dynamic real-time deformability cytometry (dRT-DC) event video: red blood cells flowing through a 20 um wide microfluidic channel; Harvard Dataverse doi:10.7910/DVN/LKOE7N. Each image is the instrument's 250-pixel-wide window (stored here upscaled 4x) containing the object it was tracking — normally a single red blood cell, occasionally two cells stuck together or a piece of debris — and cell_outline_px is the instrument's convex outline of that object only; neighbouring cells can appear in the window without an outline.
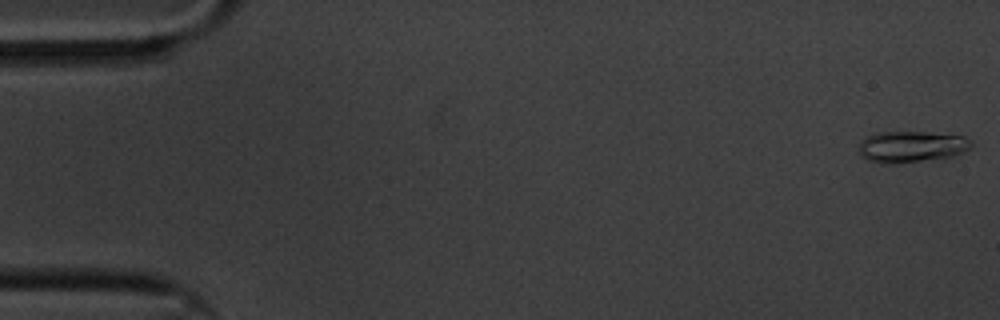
{"species": "common noctule bat (a hibernating species)", "species_latin": "Nyctalus noctula", "temperature_condition": "cold", "stored_images_in_passage": 59, "camera_frame_rate_fps": 3000, "um_per_image_px": 0.085, "animal": {"sex": "male", "body_mass_g": 20.1, "forearm_length_mm": 53.5}, "frame": {"image": 1, "passage_image": 1, "time_ms": 0.0, "image_size_px": [1000, 320], "cell_outline_px": [[972, 144], [968, 148], [952, 156], [892, 164], [880, 164], [868, 160], [860, 152], [860, 140], [864, 136], [876, 132], [928, 132], [964, 136], [972, 140]], "centroid_in_image_um": [77.42, 12.45], "position_along_channel_um": 7.6, "area_um2": 20.4}}
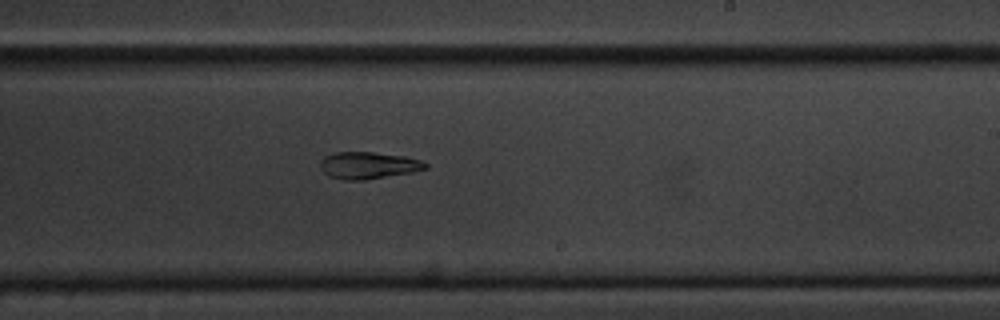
{"frame": {"image": 2, "passage_image": 36, "time_ms": 11.667, "image_size_px": [1000, 320], "cell_outline_px": [[428, 168], [412, 172], [364, 180], [344, 180], [328, 176], [320, 168], [320, 160], [324, 156], [336, 152], [372, 152], [404, 156], [420, 160], [428, 164]], "centroid_in_image_um": [31.28, 14.05], "position_along_channel_um": 257.7, "area_um2": 16.53}}
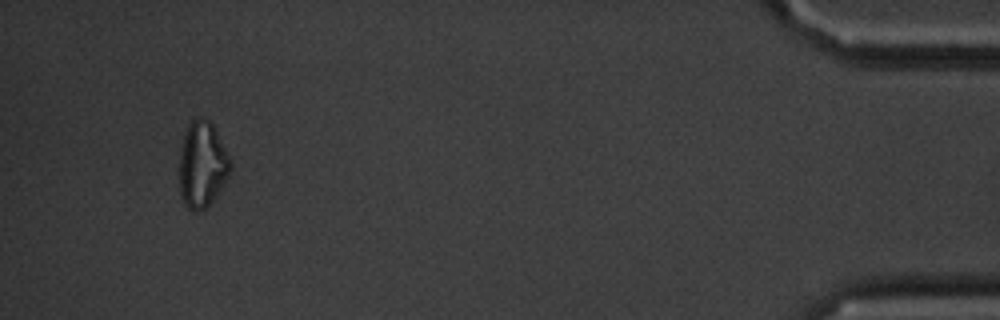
{"frame": {"image": 3, "passage_image": 57, "time_ms": 18.667, "image_size_px": [1000, 320], "cell_outline_px": [[232, 168], [228, 176], [216, 196], [204, 208], [196, 212], [188, 208], [184, 204], [180, 196], [180, 156], [184, 132], [188, 124], [192, 120], [200, 116], [208, 120], [216, 128], [232, 164]], "centroid_in_image_um": [17.19, 13.97], "position_along_channel_um": 418.0, "area_um2": 25.55}}